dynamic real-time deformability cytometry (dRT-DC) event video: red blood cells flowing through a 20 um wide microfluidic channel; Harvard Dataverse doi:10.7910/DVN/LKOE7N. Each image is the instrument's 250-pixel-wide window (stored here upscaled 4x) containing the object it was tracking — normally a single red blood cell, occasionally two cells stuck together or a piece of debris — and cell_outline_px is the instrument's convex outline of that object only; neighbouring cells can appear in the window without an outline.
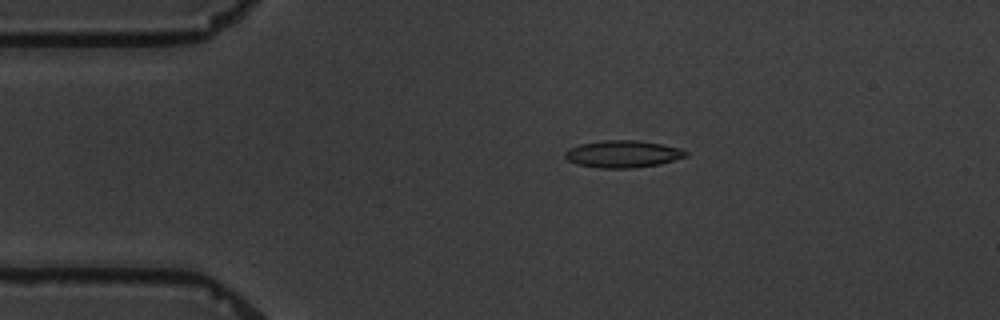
{"species": "common noctule bat (a hibernating species)", "species_latin": "Nyctalus noctula", "temperature_condition": "warm", "stored_images_in_passage": 5, "camera_frame_rate_fps": 3000, "um_per_image_px": 0.085, "animal": {"sex": "male", "body_mass_g": 19.5, "forearm_length_mm": 54.6}, "frame": {"image": 1, "passage_image": 3, "time_ms": 2.333, "image_size_px": [1000, 320], "cell_outline_px": [[688, 156], [660, 164], [632, 168], [596, 168], [576, 164], [568, 160], [564, 156], [564, 152], [568, 148], [580, 144], [604, 140], [636, 140], [684, 148], [688, 152]], "centroid_in_image_um": [52.94, 13.09], "position_along_channel_um": 32.1, "area_um2": 19.31}}
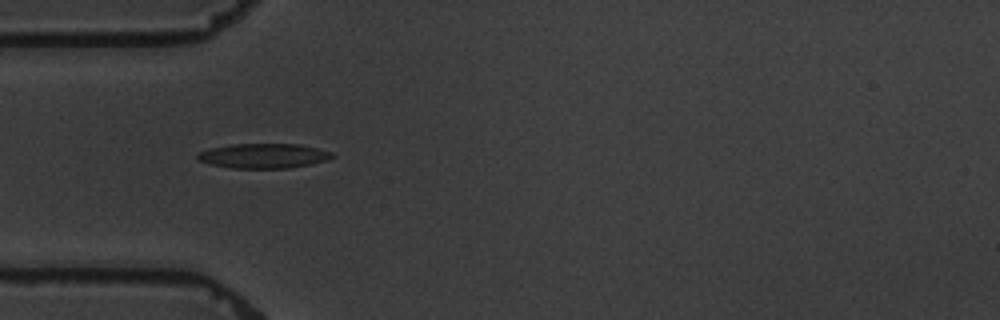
{"frame": {"image": 2, "passage_image": 4, "time_ms": 4.333, "image_size_px": [1000, 320], "cell_outline_px": [[336, 156], [328, 160], [312, 164], [288, 168], [232, 168], [212, 164], [196, 160], [196, 156], [200, 152], [208, 148], [232, 144], [300, 144], [332, 152]], "centroid_in_image_um": [22.42, 13.24], "position_along_channel_um": 62.6, "area_um2": 19.48}}